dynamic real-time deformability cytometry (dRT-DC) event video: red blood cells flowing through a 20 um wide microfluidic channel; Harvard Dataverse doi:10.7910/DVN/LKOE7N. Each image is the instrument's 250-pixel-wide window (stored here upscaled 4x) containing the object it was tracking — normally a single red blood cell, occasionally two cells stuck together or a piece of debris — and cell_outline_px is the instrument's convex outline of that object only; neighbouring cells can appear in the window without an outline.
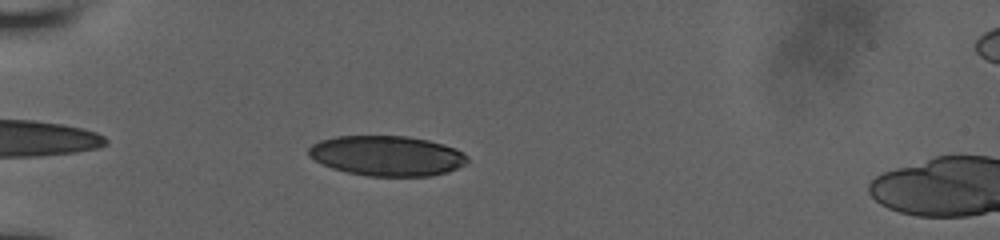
{"species": "human", "species_latin": "Homo sapiens", "temperature_condition": "room temperature", "stored_images_in_passage": 65, "camera_frame_rate_fps": 3000, "um_per_image_px": 0.085, "donor": {"sex": "male"}, "frame": {"image": 1, "passage_image": 6, "time_ms": 1.0, "image_size_px": [1000, 240], "cell_outline_px": [[468, 160], [464, 164], [448, 172], [428, 176], [368, 176], [348, 172], [332, 168], [308, 156], [308, 148], [312, 144], [320, 140], [336, 136], [408, 136], [428, 140], [444, 144], [456, 148], [468, 156]], "centroid_in_image_um": [32.89, 13.23], "position_along_channel_um": 52.1, "area_um2": 37.11}}
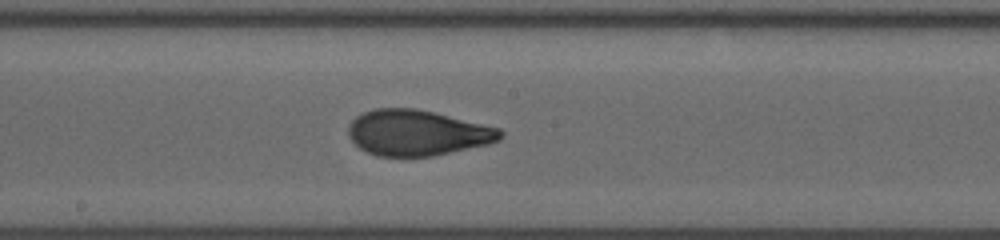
{"frame": {"image": 2, "passage_image": 28, "time_ms": 5.667, "image_size_px": [1000, 240], "cell_outline_px": [[504, 136], [500, 140], [488, 144], [432, 156], [376, 156], [360, 148], [348, 136], [348, 124], [356, 116], [372, 108], [416, 108], [500, 128], [504, 132]], "centroid_in_image_um": [35.46, 11.28], "position_along_channel_um": 212.7, "area_um2": 40.4}}
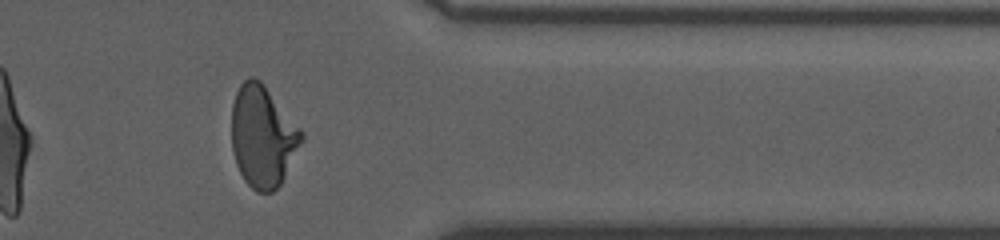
{"frame": {"image": 3, "passage_image": 50, "time_ms": 10.333, "image_size_px": [1000, 240], "cell_outline_px": [[304, 140], [280, 184], [272, 192], [256, 192], [244, 180], [236, 164], [232, 148], [232, 104], [236, 92], [240, 84], [248, 76], [252, 76], [260, 80], [304, 132]], "centroid_in_image_um": [22.33, 11.58], "position_along_channel_um": 389.1, "area_um2": 41.33}}